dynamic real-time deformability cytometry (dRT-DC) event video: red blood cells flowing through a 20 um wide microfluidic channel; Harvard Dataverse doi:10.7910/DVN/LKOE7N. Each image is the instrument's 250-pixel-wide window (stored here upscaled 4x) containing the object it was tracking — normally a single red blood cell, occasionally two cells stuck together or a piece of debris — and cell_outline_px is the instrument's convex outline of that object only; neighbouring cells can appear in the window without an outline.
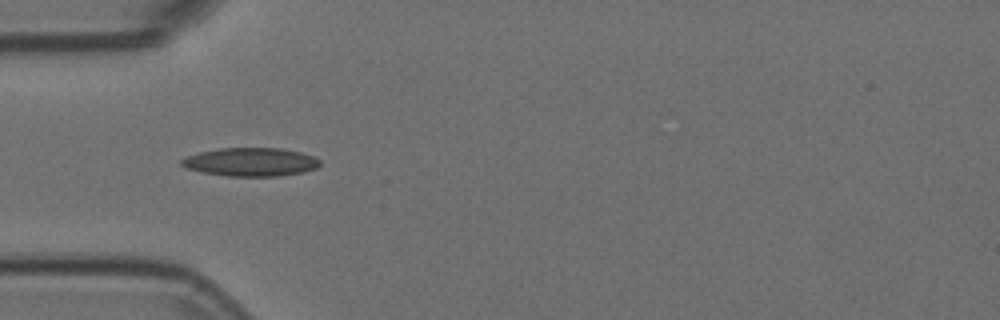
{"species": "Egyptian fruit bat (a non-hibernating species)", "species_latin": "Rousettus aegyptiacus", "temperature_condition": "room temperature", "stored_images_in_passage": 24, "camera_frame_rate_fps": 3000, "um_per_image_px": 0.085, "animal": {"sex": "female"}, "frame": {"image": 1, "passage_image": 1, "time_ms": 0.0, "image_size_px": [1000, 320], "cell_outline_px": [[320, 164], [316, 168], [304, 172], [276, 176], [228, 176], [200, 172], [188, 168], [180, 164], [180, 160], [188, 156], [200, 152], [220, 148], [280, 148], [300, 152], [312, 156], [320, 160]], "centroid_in_image_um": [21.31, 13.77], "position_along_channel_um": 63.7, "area_um2": 22.83}}
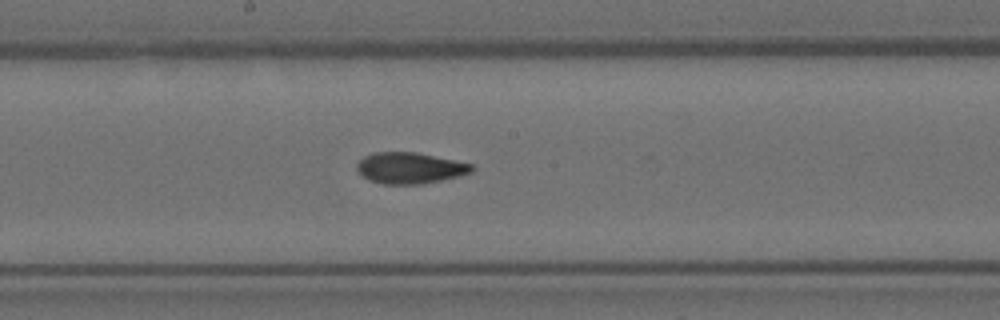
{"frame": {"image": 2, "passage_image": 13, "time_ms": 4.0, "image_size_px": [1000, 320], "cell_outline_px": [[476, 168], [472, 172], [460, 176], [420, 184], [384, 184], [368, 180], [356, 168], [356, 164], [364, 156], [372, 152], [416, 152], [472, 164]], "centroid_in_image_um": [34.84, 14.28], "position_along_channel_um": 213.4, "area_um2": 20.81}}
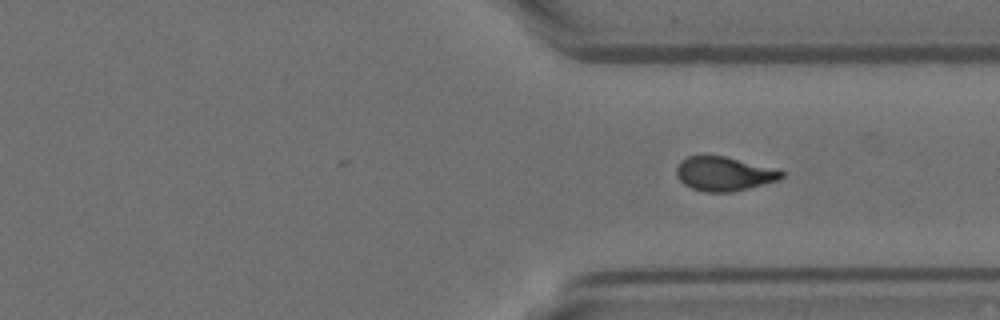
{"frame": {"image": 3, "passage_image": 24, "time_ms": 7.667, "image_size_px": [1000, 320], "cell_outline_px": [[784, 176], [780, 180], [732, 192], [708, 192], [692, 188], [684, 184], [676, 176], [676, 168], [680, 160], [688, 156], [724, 156], [784, 172]], "centroid_in_image_um": [61.49, 14.78], "position_along_channel_um": 349.9, "area_um2": 20.52}}